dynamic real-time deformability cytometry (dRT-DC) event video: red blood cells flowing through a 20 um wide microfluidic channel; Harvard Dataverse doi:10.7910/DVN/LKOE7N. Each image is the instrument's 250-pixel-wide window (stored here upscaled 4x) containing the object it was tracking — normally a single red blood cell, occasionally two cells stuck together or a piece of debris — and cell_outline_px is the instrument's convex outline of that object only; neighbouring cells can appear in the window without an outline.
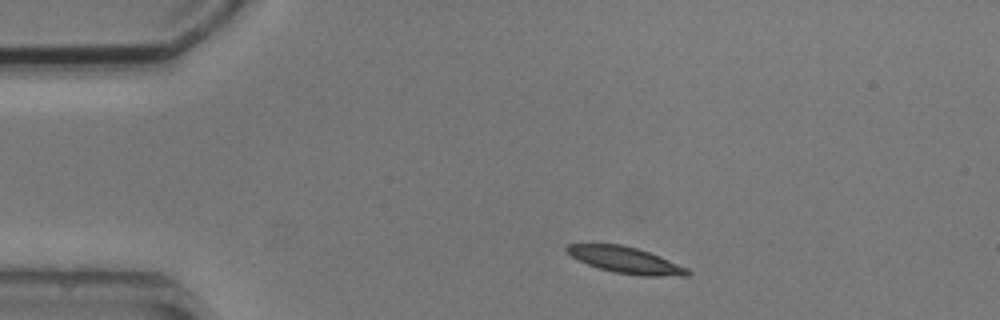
{"species": "common noctule bat (a hibernating species)", "species_latin": "Nyctalus noctula", "temperature_condition": "cold", "stored_images_in_passage": 6, "camera_frame_rate_fps": 3000, "um_per_image_px": 0.085, "animal": {"sex": "male", "body_mass_g": 20.5, "forearm_length_mm": 52.5}, "frame": {"image": 1, "passage_image": 1, "time_ms": 0.0, "image_size_px": [1000, 320], "cell_outline_px": [[692, 272], [688, 276], [640, 276], [612, 272], [588, 264], [572, 256], [564, 248], [568, 244], [620, 244], [636, 248], [648, 252], [688, 268]], "centroid_in_image_um": [53.21, 22.12], "position_along_channel_um": 31.8, "area_um2": 18.32}}
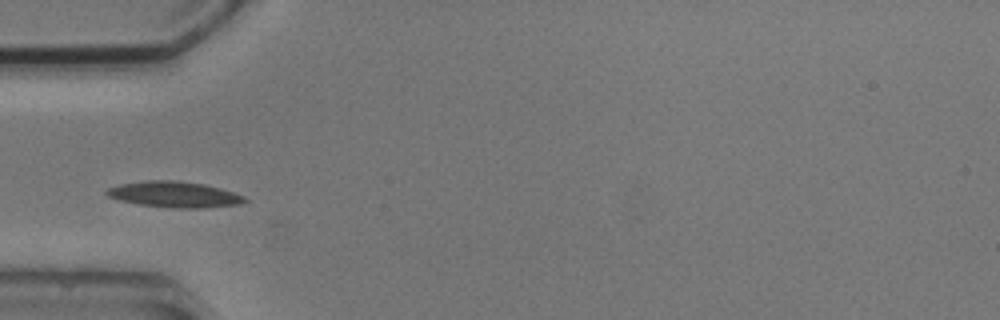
{"frame": {"image": 2, "passage_image": 3, "time_ms": 2.333, "image_size_px": [1000, 320], "cell_outline_px": [[248, 200], [240, 204], [204, 208], [176, 208], [140, 204], [120, 200], [108, 196], [104, 192], [108, 188], [120, 184], [148, 180], [176, 180], [204, 184], [220, 188], [244, 196]], "centroid_in_image_um": [14.83, 16.52], "position_along_channel_um": 70.2, "area_um2": 20.69}}